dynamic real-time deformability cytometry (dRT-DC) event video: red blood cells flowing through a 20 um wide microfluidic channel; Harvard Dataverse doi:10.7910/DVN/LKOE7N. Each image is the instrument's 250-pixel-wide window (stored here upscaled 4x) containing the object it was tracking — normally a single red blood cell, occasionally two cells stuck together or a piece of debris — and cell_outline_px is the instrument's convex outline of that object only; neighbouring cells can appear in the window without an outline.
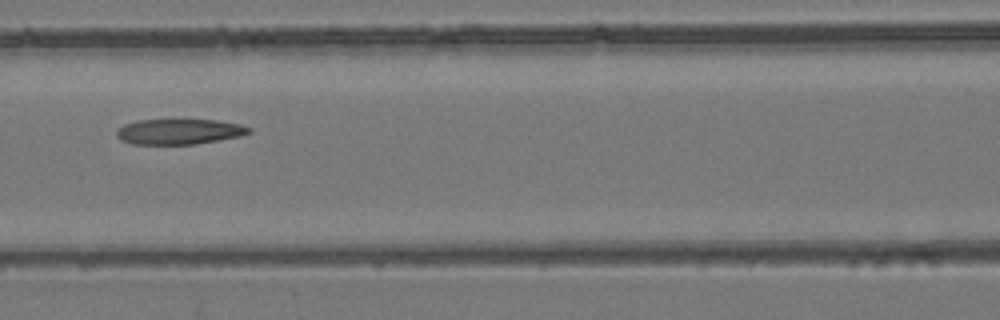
{"species": "common noctule bat (a hibernating species)", "species_latin": "Nyctalus noctula", "temperature_condition": "room temperature", "stored_images_in_passage": 6, "camera_frame_rate_fps": 3000, "um_per_image_px": 0.085, "animal": {"sex": "female", "body_mass_g": 24.6, "forearm_length_mm": 56.2}, "frame": {"image": 1, "passage_image": 6, "time_ms": 6.667, "image_size_px": [1000, 320], "cell_outline_px": [[252, 132], [240, 136], [196, 144], [132, 144], [120, 140], [116, 136], [116, 128], [124, 124], [136, 120], [216, 120], [240, 124], [252, 128]], "centroid_in_image_um": [15.2, 11.19], "position_along_channel_um": 151.4, "area_um2": 19.71}}